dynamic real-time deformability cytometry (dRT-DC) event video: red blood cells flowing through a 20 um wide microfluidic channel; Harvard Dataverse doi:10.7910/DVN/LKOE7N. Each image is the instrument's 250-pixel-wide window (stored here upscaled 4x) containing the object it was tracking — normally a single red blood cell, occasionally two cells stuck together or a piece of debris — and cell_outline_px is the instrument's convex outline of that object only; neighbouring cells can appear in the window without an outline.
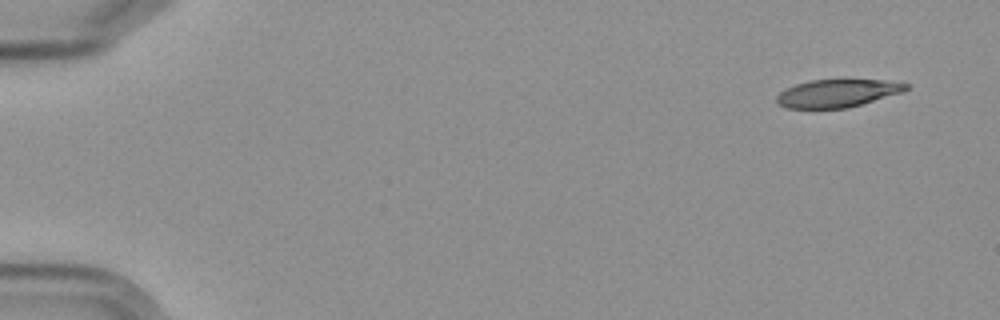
{"species": "Egyptian fruit bat (a non-hibernating species)", "species_latin": "Rousettus aegyptiacus", "temperature_condition": "cold", "stored_images_in_passage": 5, "camera_frame_rate_fps": 3000, "um_per_image_px": 0.085, "frame": {"image": 1, "passage_image": 1, "time_ms": 0.0, "image_size_px": [1000, 320], "cell_outline_px": [[908, 88], [904, 92], [848, 108], [788, 108], [780, 104], [776, 100], [776, 96], [780, 92], [796, 84], [812, 80], [880, 80], [908, 84]], "centroid_in_image_um": [71.19, 7.93], "position_along_channel_um": 13.8, "area_um2": 20.69}}
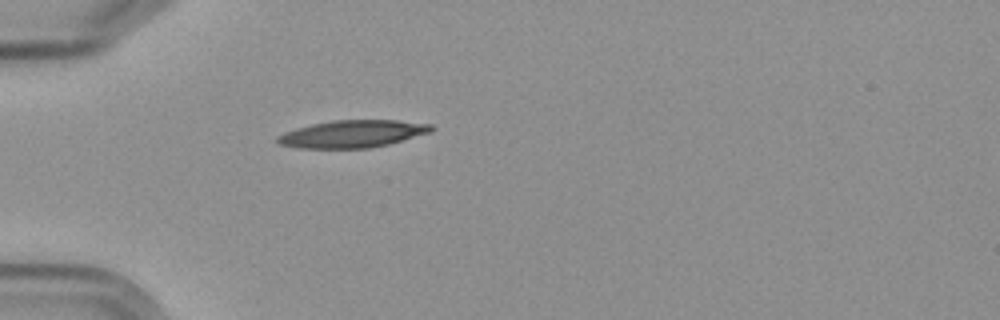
{"frame": {"image": 2, "passage_image": 5, "time_ms": 4.667, "image_size_px": [1000, 320], "cell_outline_px": [[436, 128], [428, 132], [388, 144], [368, 148], [300, 148], [280, 144], [276, 140], [276, 136], [284, 132], [296, 128], [312, 124], [332, 120], [396, 120], [432, 124]], "centroid_in_image_um": [29.93, 11.37], "position_along_channel_um": 55.1, "area_um2": 24.33}}